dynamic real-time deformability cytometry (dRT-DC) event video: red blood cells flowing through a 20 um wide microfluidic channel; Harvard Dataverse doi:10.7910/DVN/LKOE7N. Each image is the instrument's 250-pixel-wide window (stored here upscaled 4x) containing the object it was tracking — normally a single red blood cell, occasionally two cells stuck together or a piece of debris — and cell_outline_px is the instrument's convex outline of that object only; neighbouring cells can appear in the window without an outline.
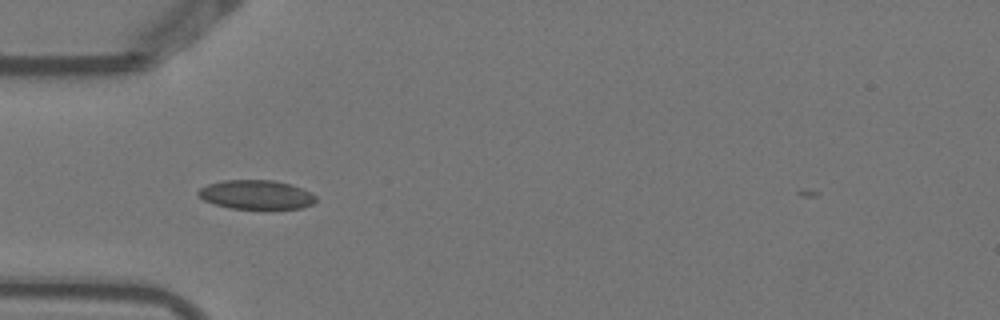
{"species": "Egyptian fruit bat (a non-hibernating species)", "species_latin": "Rousettus aegyptiacus", "temperature_condition": "warm", "stored_images_in_passage": 2, "camera_frame_rate_fps": 3000, "um_per_image_px": 0.085, "animal": {"sex": "female"}, "frame": {"image": 1, "passage_image": 1, "time_ms": 0.0, "image_size_px": [1000, 320], "cell_outline_px": [[316, 200], [312, 204], [300, 208], [264, 212], [228, 208], [204, 200], [196, 192], [200, 188], [208, 184], [224, 180], [272, 180], [292, 184], [316, 196]], "centroid_in_image_um": [21.79, 16.6], "position_along_channel_um": 63.2, "area_um2": 20.69}}
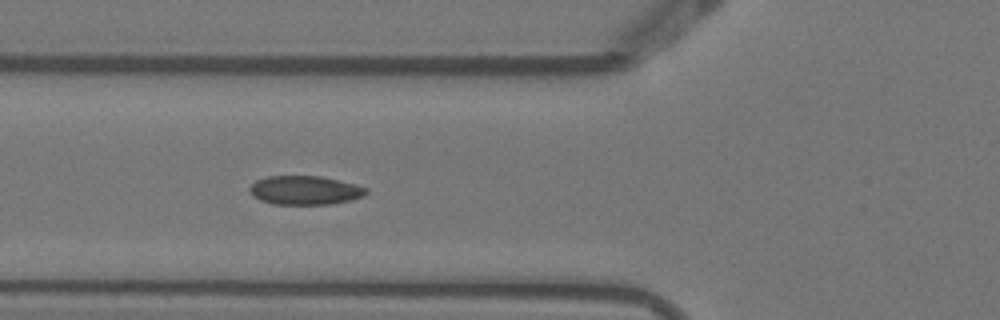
{"frame": {"image": 2, "passage_image": 2, "time_ms": 0.333, "image_size_px": [1000, 320], "cell_outline_px": [[368, 192], [364, 196], [332, 204], [272, 204], [260, 200], [252, 196], [248, 188], [256, 180], [268, 176], [320, 176], [356, 184], [368, 188]], "centroid_in_image_um": [25.91, 16.17], "position_along_channel_um": 99.9, "area_um2": 19.65}}